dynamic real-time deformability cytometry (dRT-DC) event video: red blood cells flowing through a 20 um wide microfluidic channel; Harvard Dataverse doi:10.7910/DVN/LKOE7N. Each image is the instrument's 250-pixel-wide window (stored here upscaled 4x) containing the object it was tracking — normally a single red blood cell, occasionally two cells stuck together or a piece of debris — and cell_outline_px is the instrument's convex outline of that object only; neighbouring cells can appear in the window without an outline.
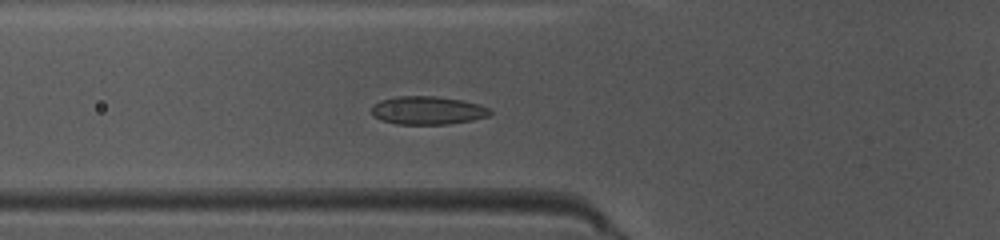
{"species": "common noctule bat (a hibernating species)", "species_latin": "Nyctalus noctula", "temperature_condition": "warm", "stored_images_in_passage": 37, "camera_frame_rate_fps": 3000, "um_per_image_px": 0.085, "animal": {"sex": "female", "body_mass_g": 10.0, "forearm_length_mm": 53.1}, "frame": {"image": 1, "passage_image": 6, "time_ms": 1.667, "image_size_px": [1000, 240], "cell_outline_px": [[492, 112], [488, 116], [472, 120], [448, 124], [396, 124], [380, 120], [372, 116], [372, 104], [380, 100], [396, 96], [436, 96], [460, 100], [480, 104], [488, 108]], "centroid_in_image_um": [36.31, 9.38], "position_along_channel_um": 89.5, "area_um2": 19.59}}
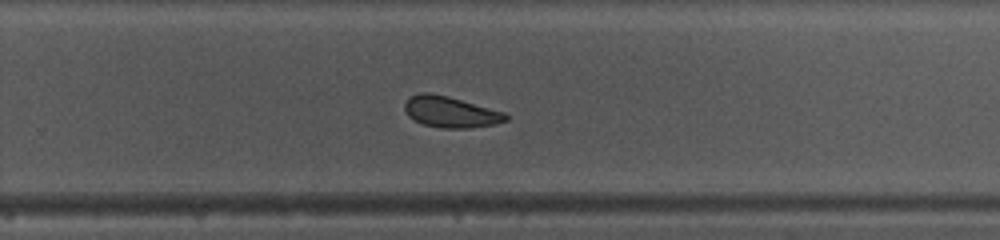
{"frame": {"image": 2, "passage_image": 21, "time_ms": 6.667, "image_size_px": [1000, 240], "cell_outline_px": [[508, 120], [496, 124], [468, 128], [444, 128], [424, 124], [408, 116], [404, 108], [404, 104], [408, 96], [420, 92], [428, 92], [448, 96], [508, 112]], "centroid_in_image_um": [38.33, 9.5], "position_along_channel_um": 291.5, "area_um2": 18.55}}
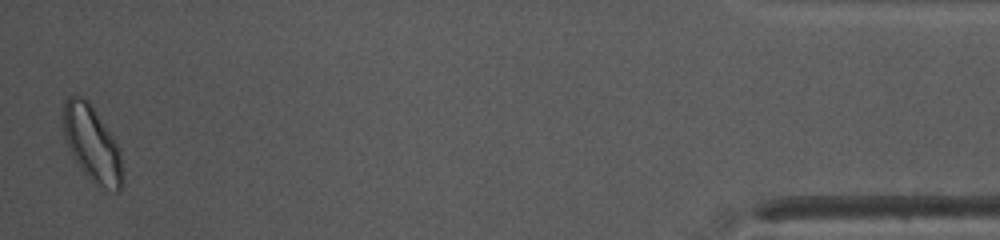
{"frame": {"image": 3, "passage_image": 37, "time_ms": 12.0, "image_size_px": [1000, 240], "cell_outline_px": [[124, 184], [120, 192], [112, 192], [104, 188], [84, 172], [80, 168], [72, 156], [64, 136], [64, 100], [68, 96], [84, 96], [88, 100], [120, 148], [124, 176]], "centroid_in_image_um": [7.87, 12.25], "position_along_channel_um": 427.3, "area_um2": 26.13}, "authors_computed_cell_mechanics": {"area_um2": 19.1318, "velocity_mm_per_s": 4.0273, "shape_relaxation_time_tau1_ms": 7.2994, "shape_relaxation_time_tau2_ms": 3.6761, "deformation_change_tau1": 0.1438, "deformation_change_tau2": 0.0953}}